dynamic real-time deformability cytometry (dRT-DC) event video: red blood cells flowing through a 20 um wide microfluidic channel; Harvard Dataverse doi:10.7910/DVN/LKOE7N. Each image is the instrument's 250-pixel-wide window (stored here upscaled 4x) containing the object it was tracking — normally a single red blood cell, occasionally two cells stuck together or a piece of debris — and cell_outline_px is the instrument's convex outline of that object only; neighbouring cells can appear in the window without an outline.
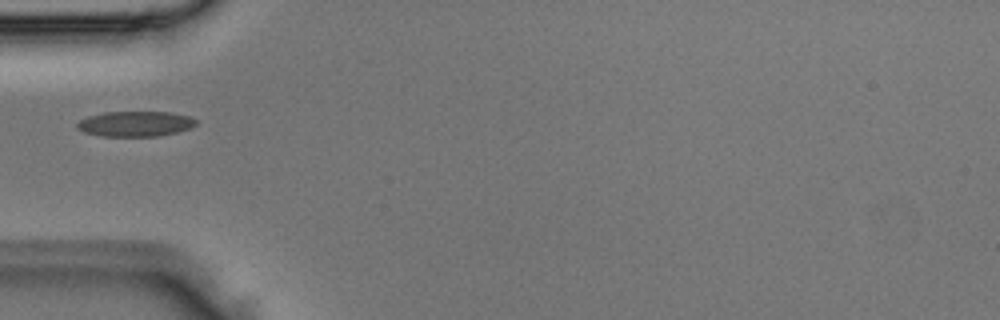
{"species": "Egyptian fruit bat (a non-hibernating species)", "species_latin": "Rousettus aegyptiacus", "temperature_condition": "room temperature", "stored_images_in_passage": 1, "camera_frame_rate_fps": 3000, "um_per_image_px": 0.085, "animal": {"sex": "male"}, "frame": {"image": 1, "passage_image": 1, "time_ms": 0.0, "image_size_px": [1000, 320], "cell_outline_px": [[196, 124], [188, 128], [176, 132], [156, 136], [100, 136], [84, 132], [76, 128], [76, 124], [80, 120], [88, 116], [104, 112], [168, 112], [188, 116], [196, 120]], "centroid_in_image_um": [11.44, 10.52], "position_along_channel_um": 73.6, "area_um2": 17.34}}